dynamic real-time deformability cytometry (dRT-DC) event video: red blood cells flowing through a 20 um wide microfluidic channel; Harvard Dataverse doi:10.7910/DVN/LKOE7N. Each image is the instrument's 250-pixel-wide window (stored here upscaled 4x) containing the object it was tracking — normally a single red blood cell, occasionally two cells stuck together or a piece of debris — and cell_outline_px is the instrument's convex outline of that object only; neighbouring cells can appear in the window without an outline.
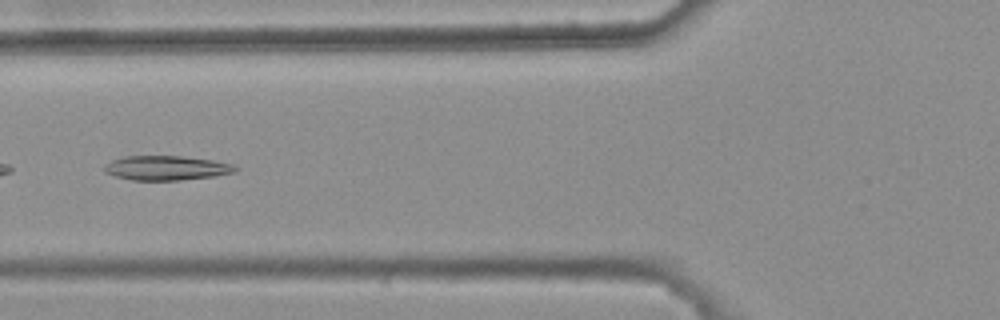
{"species": "common noctule bat (a hibernating species)", "species_latin": "Nyctalus noctula", "temperature_condition": "warm", "stored_images_in_passage": 6, "camera_frame_rate_fps": 3000, "um_per_image_px": 0.085, "animal": {"sex": "female", "body_mass_g": 25.1}, "frame": {"image": 1, "passage_image": 6, "time_ms": 1.667, "image_size_px": [1000, 320], "cell_outline_px": [[236, 172], [212, 176], [176, 180], [132, 180], [116, 176], [104, 172], [104, 164], [112, 160], [124, 156], [180, 156], [212, 160], [232, 164], [236, 168]], "centroid_in_image_um": [14.09, 14.27], "position_along_channel_um": 111.7, "area_um2": 18.44}}